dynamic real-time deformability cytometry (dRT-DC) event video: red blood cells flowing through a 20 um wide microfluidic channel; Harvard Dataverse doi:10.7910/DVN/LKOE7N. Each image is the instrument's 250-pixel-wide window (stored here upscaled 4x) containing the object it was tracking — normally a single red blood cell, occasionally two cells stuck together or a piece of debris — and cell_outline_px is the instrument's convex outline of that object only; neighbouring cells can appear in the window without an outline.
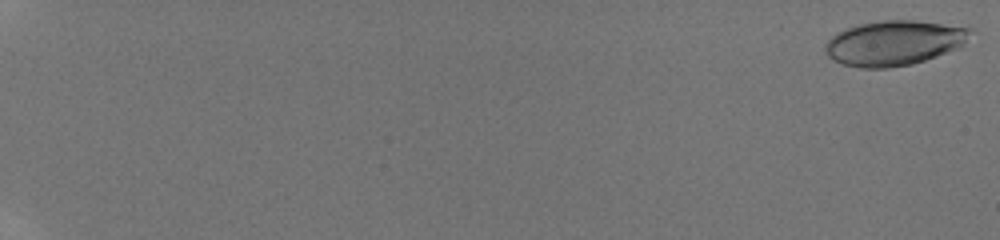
{"species": "human", "species_latin": "Homo sapiens", "temperature_condition": "room temperature", "stored_images_in_passage": 41, "camera_frame_rate_fps": 3000, "um_per_image_px": 0.085, "donor": {"sex": "male"}, "frame": {"image": 1, "passage_image": 1, "time_ms": 0.0, "image_size_px": [1000, 240], "cell_outline_px": [[972, 28], [964, 44], [956, 48], [936, 56], [912, 64], [888, 68], [860, 68], [844, 64], [828, 56], [824, 48], [824, 44], [836, 32], [844, 28], [860, 24], [880, 20], [916, 20], [968, 24]], "centroid_in_image_um": [76.04, 3.61], "position_along_channel_um": 9.0, "area_um2": 38.49}}
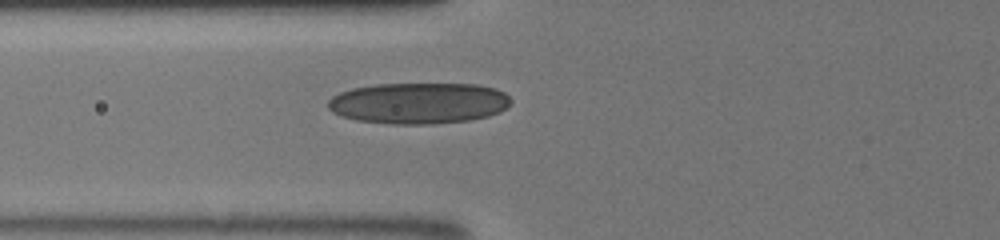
{"frame": {"image": 2, "passage_image": 28, "time_ms": 8.0, "image_size_px": [1000, 240], "cell_outline_px": [[512, 100], [500, 112], [488, 116], [468, 120], [432, 124], [388, 124], [356, 120], [340, 116], [332, 112], [328, 108], [328, 100], [332, 96], [340, 92], [352, 88], [376, 84], [476, 84], [492, 88], [504, 92]], "centroid_in_image_um": [35.54, 8.77], "position_along_channel_um": 90.3, "area_um2": 43.93}}
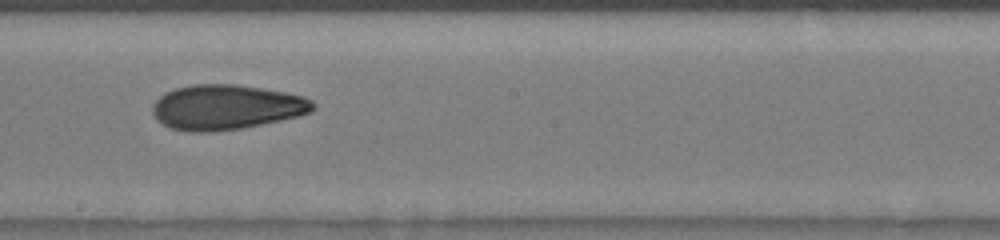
{"frame": {"image": 3, "passage_image": 39, "time_ms": 11.333, "image_size_px": [1000, 240], "cell_outline_px": [[316, 108], [312, 112], [300, 116], [244, 128], [212, 132], [192, 132], [172, 128], [156, 120], [152, 112], [152, 104], [164, 92], [176, 88], [196, 84], [236, 84], [284, 92], [304, 96], [312, 100], [316, 104]], "centroid_in_image_um": [19.26, 9.11], "position_along_channel_um": 228.9, "area_um2": 42.31}}